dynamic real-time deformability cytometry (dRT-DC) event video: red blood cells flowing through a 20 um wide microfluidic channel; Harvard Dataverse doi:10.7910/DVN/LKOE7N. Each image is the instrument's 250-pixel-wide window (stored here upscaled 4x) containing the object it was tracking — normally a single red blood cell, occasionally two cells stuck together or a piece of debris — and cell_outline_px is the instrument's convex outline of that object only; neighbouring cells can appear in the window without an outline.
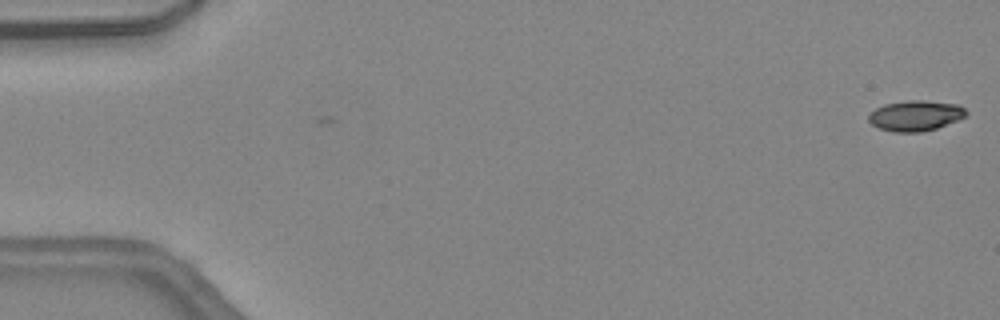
{"species": "common noctule bat (a hibernating species)", "species_latin": "Nyctalus noctula", "temperature_condition": "warm", "stored_images_in_passage": 3, "camera_frame_rate_fps": 3000, "um_per_image_px": 0.085, "animal": {"sex": "female", "body_mass_g": 24.6, "forearm_length_mm": 56.2}, "frame": {"image": 1, "passage_image": 1, "time_ms": 0.0, "image_size_px": [1000, 320], "cell_outline_px": [[968, 116], [936, 128], [920, 132], [892, 132], [880, 128], [872, 124], [868, 120], [868, 116], [876, 108], [884, 104], [908, 100], [924, 100], [960, 104], [968, 112]], "centroid_in_image_um": [77.85, 9.82], "position_along_channel_um": 7.2, "area_um2": 17.4}}